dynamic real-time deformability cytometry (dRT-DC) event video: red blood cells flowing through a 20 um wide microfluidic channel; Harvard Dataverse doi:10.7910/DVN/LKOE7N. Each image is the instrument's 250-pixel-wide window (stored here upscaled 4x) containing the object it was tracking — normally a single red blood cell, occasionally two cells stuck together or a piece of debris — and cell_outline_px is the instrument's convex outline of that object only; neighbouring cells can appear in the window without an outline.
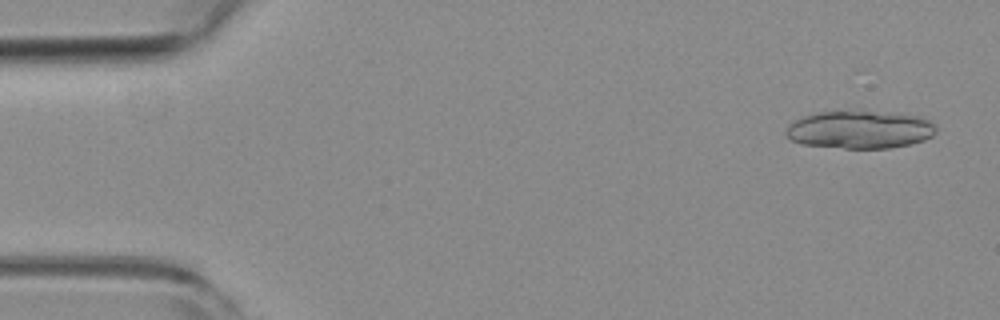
{"species": "common noctule bat (a hibernating species)", "species_latin": "Nyctalus noctula", "temperature_condition": "room temperature", "stored_images_in_passage": 18, "camera_frame_rate_fps": 3000, "um_per_image_px": 0.085, "animal": {"sex": "female", "body_mass_g": 19.3, "forearm_length_mm": 54.1}, "frame": {"image": 1, "passage_image": 3, "time_ms": 0.667, "image_size_px": [1000, 320], "cell_outline_px": [[936, 132], [932, 136], [924, 140], [912, 144], [888, 148], [844, 148], [804, 144], [792, 140], [784, 136], [784, 132], [788, 124], [804, 116], [816, 112], [868, 112], [924, 116], [936, 124]], "centroid_in_image_um": [73.1, 11.03], "position_along_channel_um": 11.9, "area_um2": 32.95}}